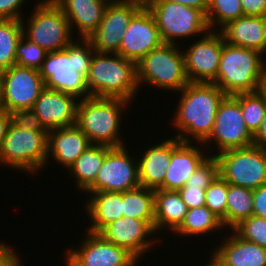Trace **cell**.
Segmentation results:
<instances>
[{
    "instance_id": "7bdbcfd3",
    "label": "cell",
    "mask_w": 266,
    "mask_h": 266,
    "mask_svg": "<svg viewBox=\"0 0 266 266\" xmlns=\"http://www.w3.org/2000/svg\"><path fill=\"white\" fill-rule=\"evenodd\" d=\"M12 245L8 244V242H0V266H23L21 260L22 257H20ZM22 261V262H21Z\"/></svg>"
},
{
    "instance_id": "836d02e7",
    "label": "cell",
    "mask_w": 266,
    "mask_h": 266,
    "mask_svg": "<svg viewBox=\"0 0 266 266\" xmlns=\"http://www.w3.org/2000/svg\"><path fill=\"white\" fill-rule=\"evenodd\" d=\"M241 16H244V13L240 0H209L206 18L210 30L218 31Z\"/></svg>"
},
{
    "instance_id": "83f0119b",
    "label": "cell",
    "mask_w": 266,
    "mask_h": 266,
    "mask_svg": "<svg viewBox=\"0 0 266 266\" xmlns=\"http://www.w3.org/2000/svg\"><path fill=\"white\" fill-rule=\"evenodd\" d=\"M112 147L91 144L67 169L76 188L83 193L95 182L107 152Z\"/></svg>"
},
{
    "instance_id": "c3c4849f",
    "label": "cell",
    "mask_w": 266,
    "mask_h": 266,
    "mask_svg": "<svg viewBox=\"0 0 266 266\" xmlns=\"http://www.w3.org/2000/svg\"><path fill=\"white\" fill-rule=\"evenodd\" d=\"M254 145L266 148V116L264 117L259 130L254 135Z\"/></svg>"
},
{
    "instance_id": "f546056e",
    "label": "cell",
    "mask_w": 266,
    "mask_h": 266,
    "mask_svg": "<svg viewBox=\"0 0 266 266\" xmlns=\"http://www.w3.org/2000/svg\"><path fill=\"white\" fill-rule=\"evenodd\" d=\"M253 214V189L228 184L226 231H231Z\"/></svg>"
},
{
    "instance_id": "ac0fdd59",
    "label": "cell",
    "mask_w": 266,
    "mask_h": 266,
    "mask_svg": "<svg viewBox=\"0 0 266 266\" xmlns=\"http://www.w3.org/2000/svg\"><path fill=\"white\" fill-rule=\"evenodd\" d=\"M163 43L151 12L147 8H141L125 29L117 54L137 63Z\"/></svg>"
},
{
    "instance_id": "d590c367",
    "label": "cell",
    "mask_w": 266,
    "mask_h": 266,
    "mask_svg": "<svg viewBox=\"0 0 266 266\" xmlns=\"http://www.w3.org/2000/svg\"><path fill=\"white\" fill-rule=\"evenodd\" d=\"M46 54L47 51L22 36L16 46L15 64L39 70L45 60Z\"/></svg>"
},
{
    "instance_id": "f5cc1de1",
    "label": "cell",
    "mask_w": 266,
    "mask_h": 266,
    "mask_svg": "<svg viewBox=\"0 0 266 266\" xmlns=\"http://www.w3.org/2000/svg\"><path fill=\"white\" fill-rule=\"evenodd\" d=\"M4 110L3 101H2V88H1V81H0V112Z\"/></svg>"
},
{
    "instance_id": "b9f144b4",
    "label": "cell",
    "mask_w": 266,
    "mask_h": 266,
    "mask_svg": "<svg viewBox=\"0 0 266 266\" xmlns=\"http://www.w3.org/2000/svg\"><path fill=\"white\" fill-rule=\"evenodd\" d=\"M26 0H0V20H21L25 15L20 11Z\"/></svg>"
},
{
    "instance_id": "5b68a950",
    "label": "cell",
    "mask_w": 266,
    "mask_h": 266,
    "mask_svg": "<svg viewBox=\"0 0 266 266\" xmlns=\"http://www.w3.org/2000/svg\"><path fill=\"white\" fill-rule=\"evenodd\" d=\"M182 45L163 43L136 63L138 88L181 91L188 83Z\"/></svg>"
},
{
    "instance_id": "ba28073f",
    "label": "cell",
    "mask_w": 266,
    "mask_h": 266,
    "mask_svg": "<svg viewBox=\"0 0 266 266\" xmlns=\"http://www.w3.org/2000/svg\"><path fill=\"white\" fill-rule=\"evenodd\" d=\"M147 9L164 43L181 45V39L191 41L190 37H200L210 30L206 15L199 9L168 0H154Z\"/></svg>"
},
{
    "instance_id": "6da1fadb",
    "label": "cell",
    "mask_w": 266,
    "mask_h": 266,
    "mask_svg": "<svg viewBox=\"0 0 266 266\" xmlns=\"http://www.w3.org/2000/svg\"><path fill=\"white\" fill-rule=\"evenodd\" d=\"M179 96L174 118L170 119L177 128L173 136L181 142L203 143L211 134L218 107L227 95L214 83L189 82Z\"/></svg>"
},
{
    "instance_id": "603a6c76",
    "label": "cell",
    "mask_w": 266,
    "mask_h": 266,
    "mask_svg": "<svg viewBox=\"0 0 266 266\" xmlns=\"http://www.w3.org/2000/svg\"><path fill=\"white\" fill-rule=\"evenodd\" d=\"M69 21L71 32L88 39L97 29L110 0H53ZM74 30V31H73Z\"/></svg>"
},
{
    "instance_id": "74e56055",
    "label": "cell",
    "mask_w": 266,
    "mask_h": 266,
    "mask_svg": "<svg viewBox=\"0 0 266 266\" xmlns=\"http://www.w3.org/2000/svg\"><path fill=\"white\" fill-rule=\"evenodd\" d=\"M233 231L242 239L266 248V219L251 215Z\"/></svg>"
},
{
    "instance_id": "7a4b0ae2",
    "label": "cell",
    "mask_w": 266,
    "mask_h": 266,
    "mask_svg": "<svg viewBox=\"0 0 266 266\" xmlns=\"http://www.w3.org/2000/svg\"><path fill=\"white\" fill-rule=\"evenodd\" d=\"M130 104L131 102L118 98L80 99L75 124L88 137L91 144L124 146L125 139L121 136L122 116L124 111L131 107Z\"/></svg>"
},
{
    "instance_id": "e0dca14e",
    "label": "cell",
    "mask_w": 266,
    "mask_h": 266,
    "mask_svg": "<svg viewBox=\"0 0 266 266\" xmlns=\"http://www.w3.org/2000/svg\"><path fill=\"white\" fill-rule=\"evenodd\" d=\"M39 73L46 88L74 95L79 100L90 97L86 77L72 68L69 45L64 50L47 52Z\"/></svg>"
},
{
    "instance_id": "cb8c5ba5",
    "label": "cell",
    "mask_w": 266,
    "mask_h": 266,
    "mask_svg": "<svg viewBox=\"0 0 266 266\" xmlns=\"http://www.w3.org/2000/svg\"><path fill=\"white\" fill-rule=\"evenodd\" d=\"M219 31L228 44L258 51L266 57V17L244 15Z\"/></svg>"
},
{
    "instance_id": "52a82bcc",
    "label": "cell",
    "mask_w": 266,
    "mask_h": 266,
    "mask_svg": "<svg viewBox=\"0 0 266 266\" xmlns=\"http://www.w3.org/2000/svg\"><path fill=\"white\" fill-rule=\"evenodd\" d=\"M48 132L9 125L0 149V166L21 173L40 174L46 167Z\"/></svg>"
},
{
    "instance_id": "d6986e66",
    "label": "cell",
    "mask_w": 266,
    "mask_h": 266,
    "mask_svg": "<svg viewBox=\"0 0 266 266\" xmlns=\"http://www.w3.org/2000/svg\"><path fill=\"white\" fill-rule=\"evenodd\" d=\"M193 144L171 136V160L163 180V190L178 191L183 188L192 173L209 156L202 143Z\"/></svg>"
},
{
    "instance_id": "60d3db41",
    "label": "cell",
    "mask_w": 266,
    "mask_h": 266,
    "mask_svg": "<svg viewBox=\"0 0 266 266\" xmlns=\"http://www.w3.org/2000/svg\"><path fill=\"white\" fill-rule=\"evenodd\" d=\"M178 192L188 209L205 205V189L202 187L184 186L180 188Z\"/></svg>"
},
{
    "instance_id": "3957f363",
    "label": "cell",
    "mask_w": 266,
    "mask_h": 266,
    "mask_svg": "<svg viewBox=\"0 0 266 266\" xmlns=\"http://www.w3.org/2000/svg\"><path fill=\"white\" fill-rule=\"evenodd\" d=\"M86 84L90 97L118 98L132 103L139 90L136 63L117 53L95 51Z\"/></svg>"
},
{
    "instance_id": "4dcf8cb0",
    "label": "cell",
    "mask_w": 266,
    "mask_h": 266,
    "mask_svg": "<svg viewBox=\"0 0 266 266\" xmlns=\"http://www.w3.org/2000/svg\"><path fill=\"white\" fill-rule=\"evenodd\" d=\"M147 221L154 228V190L139 186L123 192V217Z\"/></svg>"
},
{
    "instance_id": "4316f807",
    "label": "cell",
    "mask_w": 266,
    "mask_h": 266,
    "mask_svg": "<svg viewBox=\"0 0 266 266\" xmlns=\"http://www.w3.org/2000/svg\"><path fill=\"white\" fill-rule=\"evenodd\" d=\"M188 211L186 203L176 190H154V230L174 233L183 223ZM159 231V232H158Z\"/></svg>"
},
{
    "instance_id": "d6a6232c",
    "label": "cell",
    "mask_w": 266,
    "mask_h": 266,
    "mask_svg": "<svg viewBox=\"0 0 266 266\" xmlns=\"http://www.w3.org/2000/svg\"><path fill=\"white\" fill-rule=\"evenodd\" d=\"M241 107L246 127L254 136L266 116V99L260 91L240 93L233 96Z\"/></svg>"
},
{
    "instance_id": "1f68e13d",
    "label": "cell",
    "mask_w": 266,
    "mask_h": 266,
    "mask_svg": "<svg viewBox=\"0 0 266 266\" xmlns=\"http://www.w3.org/2000/svg\"><path fill=\"white\" fill-rule=\"evenodd\" d=\"M23 36L21 20H0V72L16 62V46Z\"/></svg>"
},
{
    "instance_id": "277c9868",
    "label": "cell",
    "mask_w": 266,
    "mask_h": 266,
    "mask_svg": "<svg viewBox=\"0 0 266 266\" xmlns=\"http://www.w3.org/2000/svg\"><path fill=\"white\" fill-rule=\"evenodd\" d=\"M266 72V57L255 50L224 41L214 82L227 96L259 91Z\"/></svg>"
},
{
    "instance_id": "5bb4252c",
    "label": "cell",
    "mask_w": 266,
    "mask_h": 266,
    "mask_svg": "<svg viewBox=\"0 0 266 266\" xmlns=\"http://www.w3.org/2000/svg\"><path fill=\"white\" fill-rule=\"evenodd\" d=\"M196 39L192 45L189 42L186 51H182L189 82L214 83L219 69L223 36L219 30H209Z\"/></svg>"
},
{
    "instance_id": "9a60e30c",
    "label": "cell",
    "mask_w": 266,
    "mask_h": 266,
    "mask_svg": "<svg viewBox=\"0 0 266 266\" xmlns=\"http://www.w3.org/2000/svg\"><path fill=\"white\" fill-rule=\"evenodd\" d=\"M98 234L106 241L126 249L138 261H141L146 253H150L157 242H162V238L157 236L154 228L147 221L133 219L130 216L111 222Z\"/></svg>"
},
{
    "instance_id": "e575fe53",
    "label": "cell",
    "mask_w": 266,
    "mask_h": 266,
    "mask_svg": "<svg viewBox=\"0 0 266 266\" xmlns=\"http://www.w3.org/2000/svg\"><path fill=\"white\" fill-rule=\"evenodd\" d=\"M228 183L218 175L205 189V206L218 216L226 228Z\"/></svg>"
},
{
    "instance_id": "f6af8a7d",
    "label": "cell",
    "mask_w": 266,
    "mask_h": 266,
    "mask_svg": "<svg viewBox=\"0 0 266 266\" xmlns=\"http://www.w3.org/2000/svg\"><path fill=\"white\" fill-rule=\"evenodd\" d=\"M245 16L266 17V0H240Z\"/></svg>"
},
{
    "instance_id": "ffe728a7",
    "label": "cell",
    "mask_w": 266,
    "mask_h": 266,
    "mask_svg": "<svg viewBox=\"0 0 266 266\" xmlns=\"http://www.w3.org/2000/svg\"><path fill=\"white\" fill-rule=\"evenodd\" d=\"M79 99L71 94L44 88L32 110L47 130L75 125Z\"/></svg>"
},
{
    "instance_id": "d4e9b609",
    "label": "cell",
    "mask_w": 266,
    "mask_h": 266,
    "mask_svg": "<svg viewBox=\"0 0 266 266\" xmlns=\"http://www.w3.org/2000/svg\"><path fill=\"white\" fill-rule=\"evenodd\" d=\"M143 148L137 154L140 186L153 190L163 189V180L171 160V136L162 142ZM140 155V156H138Z\"/></svg>"
},
{
    "instance_id": "f35d334b",
    "label": "cell",
    "mask_w": 266,
    "mask_h": 266,
    "mask_svg": "<svg viewBox=\"0 0 266 266\" xmlns=\"http://www.w3.org/2000/svg\"><path fill=\"white\" fill-rule=\"evenodd\" d=\"M219 175V163L215 156H208L192 173L185 186L202 187L206 189Z\"/></svg>"
},
{
    "instance_id": "30bf717a",
    "label": "cell",
    "mask_w": 266,
    "mask_h": 266,
    "mask_svg": "<svg viewBox=\"0 0 266 266\" xmlns=\"http://www.w3.org/2000/svg\"><path fill=\"white\" fill-rule=\"evenodd\" d=\"M202 145L207 152L210 151L207 148L210 149L213 146L215 151L208 152L209 156H215L229 149L254 145V136L246 127L240 103L233 96H226L220 103L213 130Z\"/></svg>"
},
{
    "instance_id": "7c38bea8",
    "label": "cell",
    "mask_w": 266,
    "mask_h": 266,
    "mask_svg": "<svg viewBox=\"0 0 266 266\" xmlns=\"http://www.w3.org/2000/svg\"><path fill=\"white\" fill-rule=\"evenodd\" d=\"M139 186L137 155H131L124 145L107 152L95 182L84 193L88 197L93 192H125Z\"/></svg>"
},
{
    "instance_id": "9c48e42d",
    "label": "cell",
    "mask_w": 266,
    "mask_h": 266,
    "mask_svg": "<svg viewBox=\"0 0 266 266\" xmlns=\"http://www.w3.org/2000/svg\"><path fill=\"white\" fill-rule=\"evenodd\" d=\"M219 175L228 183L256 189L266 184V148L251 145L215 155Z\"/></svg>"
},
{
    "instance_id": "7dc6e473",
    "label": "cell",
    "mask_w": 266,
    "mask_h": 266,
    "mask_svg": "<svg viewBox=\"0 0 266 266\" xmlns=\"http://www.w3.org/2000/svg\"><path fill=\"white\" fill-rule=\"evenodd\" d=\"M168 1H173L176 3L182 4L184 6H189V7L199 9L205 15L207 13L208 4H209V0H168Z\"/></svg>"
},
{
    "instance_id": "7402d4cb",
    "label": "cell",
    "mask_w": 266,
    "mask_h": 266,
    "mask_svg": "<svg viewBox=\"0 0 266 266\" xmlns=\"http://www.w3.org/2000/svg\"><path fill=\"white\" fill-rule=\"evenodd\" d=\"M90 145L88 137L76 124L48 130L46 165L54 159L58 166L60 164L67 171Z\"/></svg>"
},
{
    "instance_id": "ee69618b",
    "label": "cell",
    "mask_w": 266,
    "mask_h": 266,
    "mask_svg": "<svg viewBox=\"0 0 266 266\" xmlns=\"http://www.w3.org/2000/svg\"><path fill=\"white\" fill-rule=\"evenodd\" d=\"M266 219V184L253 189V214Z\"/></svg>"
},
{
    "instance_id": "bcb514c9",
    "label": "cell",
    "mask_w": 266,
    "mask_h": 266,
    "mask_svg": "<svg viewBox=\"0 0 266 266\" xmlns=\"http://www.w3.org/2000/svg\"><path fill=\"white\" fill-rule=\"evenodd\" d=\"M11 124V115L6 110L0 112V149Z\"/></svg>"
},
{
    "instance_id": "8d00e7d4",
    "label": "cell",
    "mask_w": 266,
    "mask_h": 266,
    "mask_svg": "<svg viewBox=\"0 0 266 266\" xmlns=\"http://www.w3.org/2000/svg\"><path fill=\"white\" fill-rule=\"evenodd\" d=\"M94 52L95 49L88 39H74L69 44V57L72 59L73 70L87 77Z\"/></svg>"
},
{
    "instance_id": "ab89813d",
    "label": "cell",
    "mask_w": 266,
    "mask_h": 266,
    "mask_svg": "<svg viewBox=\"0 0 266 266\" xmlns=\"http://www.w3.org/2000/svg\"><path fill=\"white\" fill-rule=\"evenodd\" d=\"M11 123L19 128L34 132H48L32 109L16 110L10 113Z\"/></svg>"
},
{
    "instance_id": "f1b7e54d",
    "label": "cell",
    "mask_w": 266,
    "mask_h": 266,
    "mask_svg": "<svg viewBox=\"0 0 266 266\" xmlns=\"http://www.w3.org/2000/svg\"><path fill=\"white\" fill-rule=\"evenodd\" d=\"M222 229H225L222 220L204 205L188 209L183 223L173 234L192 239V236L213 235L216 231L222 232Z\"/></svg>"
},
{
    "instance_id": "4fadbf2b",
    "label": "cell",
    "mask_w": 266,
    "mask_h": 266,
    "mask_svg": "<svg viewBox=\"0 0 266 266\" xmlns=\"http://www.w3.org/2000/svg\"><path fill=\"white\" fill-rule=\"evenodd\" d=\"M4 110L32 109L45 88L39 70L12 65L0 72Z\"/></svg>"
},
{
    "instance_id": "2e32d148",
    "label": "cell",
    "mask_w": 266,
    "mask_h": 266,
    "mask_svg": "<svg viewBox=\"0 0 266 266\" xmlns=\"http://www.w3.org/2000/svg\"><path fill=\"white\" fill-rule=\"evenodd\" d=\"M142 7L129 2L110 0L97 29L89 36L98 53H118L124 31Z\"/></svg>"
},
{
    "instance_id": "484cf974",
    "label": "cell",
    "mask_w": 266,
    "mask_h": 266,
    "mask_svg": "<svg viewBox=\"0 0 266 266\" xmlns=\"http://www.w3.org/2000/svg\"><path fill=\"white\" fill-rule=\"evenodd\" d=\"M86 199L85 216L87 214L91 221L88 228L85 227L88 232L99 233L106 225L123 217V192H93Z\"/></svg>"
},
{
    "instance_id": "8992f818",
    "label": "cell",
    "mask_w": 266,
    "mask_h": 266,
    "mask_svg": "<svg viewBox=\"0 0 266 266\" xmlns=\"http://www.w3.org/2000/svg\"><path fill=\"white\" fill-rule=\"evenodd\" d=\"M36 2L21 19L23 36L47 52L64 50L75 39L69 21L53 0Z\"/></svg>"
},
{
    "instance_id": "44dd1931",
    "label": "cell",
    "mask_w": 266,
    "mask_h": 266,
    "mask_svg": "<svg viewBox=\"0 0 266 266\" xmlns=\"http://www.w3.org/2000/svg\"><path fill=\"white\" fill-rule=\"evenodd\" d=\"M229 232L226 237H222L220 245H215V248L209 251L212 253L209 256L218 265L266 266V248L242 239L233 230Z\"/></svg>"
},
{
    "instance_id": "681fc988",
    "label": "cell",
    "mask_w": 266,
    "mask_h": 266,
    "mask_svg": "<svg viewBox=\"0 0 266 266\" xmlns=\"http://www.w3.org/2000/svg\"><path fill=\"white\" fill-rule=\"evenodd\" d=\"M122 2H129V3H134L142 8H147L154 0H118Z\"/></svg>"
},
{
    "instance_id": "f907efd6",
    "label": "cell",
    "mask_w": 266,
    "mask_h": 266,
    "mask_svg": "<svg viewBox=\"0 0 266 266\" xmlns=\"http://www.w3.org/2000/svg\"><path fill=\"white\" fill-rule=\"evenodd\" d=\"M259 91L264 95V97L266 99V72L264 74V78L261 81Z\"/></svg>"
},
{
    "instance_id": "816d5d0a",
    "label": "cell",
    "mask_w": 266,
    "mask_h": 266,
    "mask_svg": "<svg viewBox=\"0 0 266 266\" xmlns=\"http://www.w3.org/2000/svg\"><path fill=\"white\" fill-rule=\"evenodd\" d=\"M209 258H210V259H208L209 261L208 262H205L206 263L205 264L206 266H220L210 256H209Z\"/></svg>"
},
{
    "instance_id": "8fae6325",
    "label": "cell",
    "mask_w": 266,
    "mask_h": 266,
    "mask_svg": "<svg viewBox=\"0 0 266 266\" xmlns=\"http://www.w3.org/2000/svg\"><path fill=\"white\" fill-rule=\"evenodd\" d=\"M85 232V239L77 248L73 249V245L64 251L66 266H138L139 261L126 249L106 241L98 233Z\"/></svg>"
}]
</instances>
